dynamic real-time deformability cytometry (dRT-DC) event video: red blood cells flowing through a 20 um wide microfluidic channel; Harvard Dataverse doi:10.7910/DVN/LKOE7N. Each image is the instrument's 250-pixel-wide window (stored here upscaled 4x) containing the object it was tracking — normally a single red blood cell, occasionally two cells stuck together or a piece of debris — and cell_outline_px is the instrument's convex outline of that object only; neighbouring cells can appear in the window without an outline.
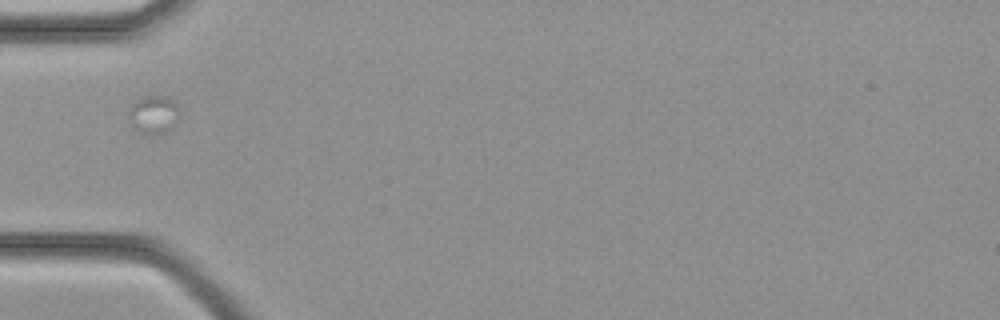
{"species": "common noctule bat (a hibernating species)", "species_latin": "Nyctalus noctula", "temperature_condition": "cold", "stored_images_in_passage": 2, "camera_frame_rate_fps": 3000, "um_per_image_px": 0.085, "animal": {"sex": "female", "body_mass_g": 21.9}, "frame": {"image": 1, "passage_image": 1, "time_ms": 0.0, "image_size_px": [1000, 320], "cell_outline_px": [[180, 112], [172, 128], [168, 132], [160, 136], [140, 136], [132, 128], [128, 120], [128, 112], [132, 104], [144, 96], [164, 96], [172, 100], [176, 104]], "centroid_in_image_um": [13.01, 9.83], "position_along_channel_um": 72.0, "area_um2": 11.91}}